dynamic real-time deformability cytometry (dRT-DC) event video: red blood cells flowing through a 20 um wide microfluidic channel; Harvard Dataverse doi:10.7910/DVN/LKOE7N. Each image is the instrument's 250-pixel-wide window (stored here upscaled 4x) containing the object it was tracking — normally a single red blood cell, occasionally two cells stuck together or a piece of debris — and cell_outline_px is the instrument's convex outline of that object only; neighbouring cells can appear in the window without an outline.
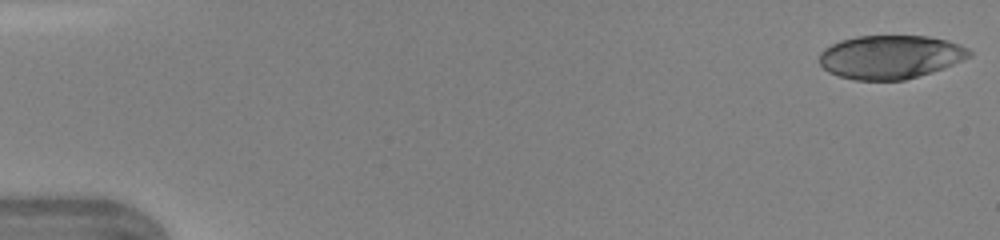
{"species": "human", "species_latin": "Homo sapiens", "temperature_condition": "warm", "stored_images_in_passage": 38, "camera_frame_rate_fps": 3000, "um_per_image_px": 0.085, "donor": {"sex": "female"}, "frame": {"image": 1, "passage_image": 1, "time_ms": 0.0, "image_size_px": [1000, 240], "cell_outline_px": [[972, 56], [944, 68], [932, 72], [904, 80], [856, 80], [840, 76], [828, 72], [820, 64], [820, 52], [824, 48], [840, 40], [856, 36], [928, 36], [948, 40], [960, 44], [968, 48], [972, 52]], "centroid_in_image_um": [75.7, 4.83], "position_along_channel_um": 9.3, "area_um2": 38.21}}
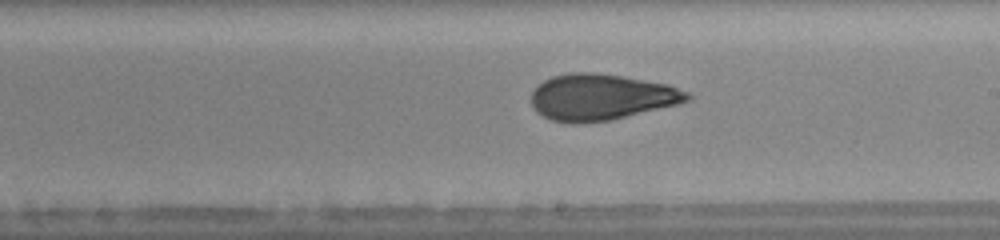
{"frame": {"image": 2, "passage_image": 27, "time_ms": 8.667, "image_size_px": [1000, 240], "cell_outline_px": [[692, 100], [680, 104], [608, 120], [572, 124], [552, 120], [536, 112], [532, 104], [532, 92], [544, 80], [552, 76], [572, 72], [596, 72], [624, 76], [668, 84], [688, 92], [692, 96]], "centroid_in_image_um": [51.13, 8.24], "position_along_channel_um": 237.9, "area_um2": 42.02}}
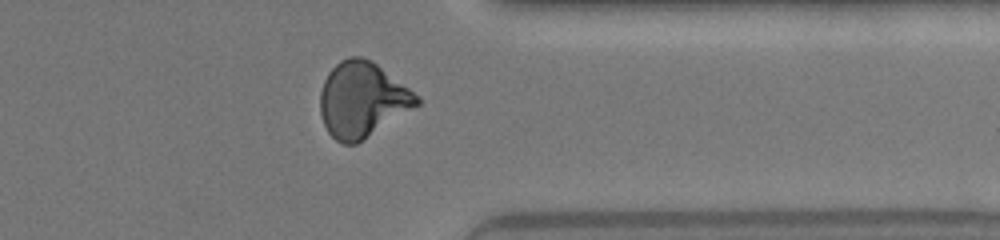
{"frame": {"image": 3, "passage_image": 37, "time_ms": 12.0, "image_size_px": [1000, 240], "cell_outline_px": [[420, 104], [356, 144], [344, 144], [336, 140], [328, 132], [324, 124], [320, 112], [320, 92], [324, 80], [328, 72], [340, 60], [348, 56], [360, 56], [372, 60], [408, 88], [420, 100]], "centroid_in_image_um": [30.75, 8.46], "position_along_channel_um": 380.6, "area_um2": 41.96}, "authors_computed_cell_mechanics": {"area_um2": 41.0091, "velocity_mm_per_s": 4.4036, "shape_relaxation_time_tau1_ms": null, "shape_relaxation_time_tau2_ms": 1.5678, "deformation_change_tau1": null, "deformation_change_tau2": 0.0877}}